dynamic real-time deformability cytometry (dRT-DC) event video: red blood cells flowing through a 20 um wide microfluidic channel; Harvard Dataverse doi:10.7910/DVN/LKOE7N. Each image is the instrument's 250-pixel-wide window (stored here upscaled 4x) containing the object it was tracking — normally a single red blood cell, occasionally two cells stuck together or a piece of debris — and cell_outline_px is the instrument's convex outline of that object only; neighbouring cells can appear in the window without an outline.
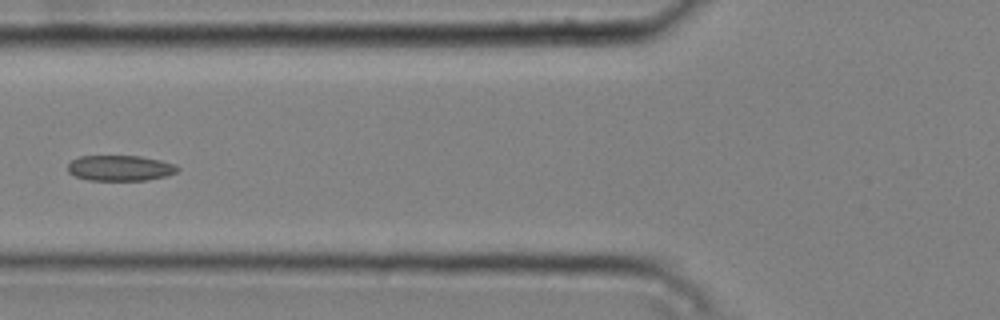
{"species": "common noctule bat (a hibernating species)", "species_latin": "Nyctalus noctula", "temperature_condition": "cold", "stored_images_in_passage": 5, "camera_frame_rate_fps": 3000, "um_per_image_px": 0.085, "animal": {"sex": "male", "body_mass_g": 20.4}, "frame": {"image": 1, "passage_image": 5, "time_ms": 1.333, "image_size_px": [1000, 320], "cell_outline_px": [[180, 168], [176, 172], [164, 176], [148, 180], [88, 180], [76, 176], [68, 172], [68, 164], [72, 160], [80, 156], [140, 156], [160, 160], [176, 164]], "centroid_in_image_um": [10.22, 14.28], "position_along_channel_um": 115.6, "area_um2": 16.3}}